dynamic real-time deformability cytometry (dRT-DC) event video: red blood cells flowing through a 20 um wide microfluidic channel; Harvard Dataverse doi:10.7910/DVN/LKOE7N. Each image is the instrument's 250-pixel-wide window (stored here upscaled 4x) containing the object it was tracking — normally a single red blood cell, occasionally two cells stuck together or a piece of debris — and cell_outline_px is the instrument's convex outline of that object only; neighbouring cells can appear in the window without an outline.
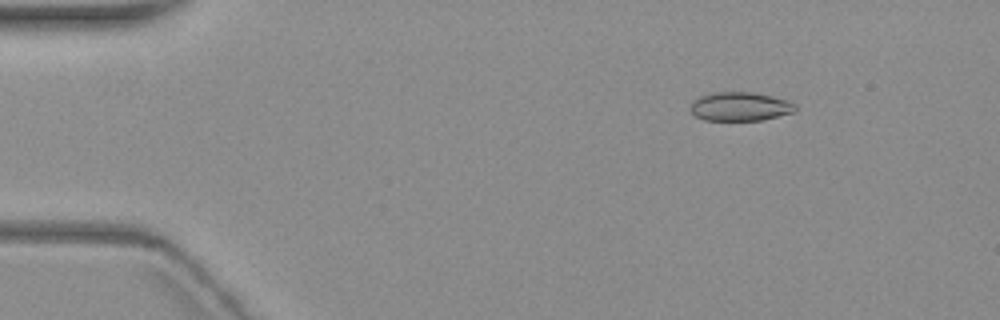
{"species": "common noctule bat (a hibernating species)", "species_latin": "Nyctalus noctula", "temperature_condition": "warm", "stored_images_in_passage": 5, "camera_frame_rate_fps": 3000, "um_per_image_px": 0.085, "animal": {"sex": "female", "body_mass_g": 19.3, "forearm_length_mm": 54.1}, "frame": {"image": 1, "passage_image": 3, "time_ms": 2.667, "image_size_px": [1000, 320], "cell_outline_px": [[796, 108], [792, 112], [764, 120], [704, 120], [696, 116], [688, 108], [692, 100], [700, 96], [712, 92], [752, 92], [772, 96], [788, 100], [796, 104]], "centroid_in_image_um": [62.87, 9.05], "position_along_channel_um": 22.1, "area_um2": 17.74}}
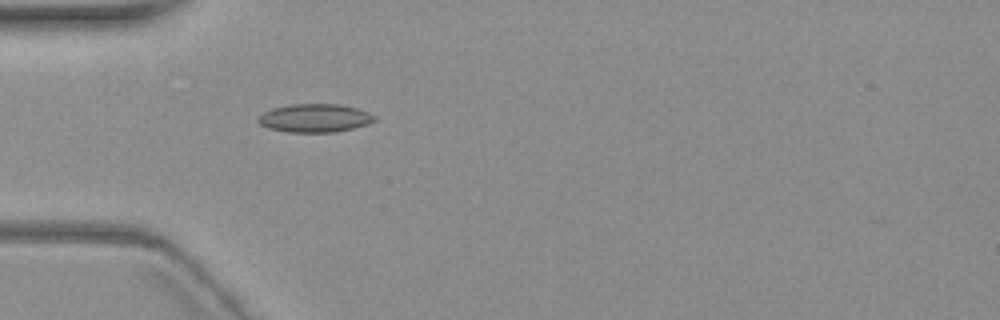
{"frame": {"image": 2, "passage_image": 5, "time_ms": 6.0, "image_size_px": [1000, 320], "cell_outline_px": [[376, 120], [368, 124], [336, 132], [288, 132], [268, 128], [260, 124], [256, 120], [264, 112], [272, 108], [292, 104], [340, 104], [356, 108], [368, 112], [376, 116]], "centroid_in_image_um": [26.76, 10.03], "position_along_channel_um": 58.2, "area_um2": 19.19}}